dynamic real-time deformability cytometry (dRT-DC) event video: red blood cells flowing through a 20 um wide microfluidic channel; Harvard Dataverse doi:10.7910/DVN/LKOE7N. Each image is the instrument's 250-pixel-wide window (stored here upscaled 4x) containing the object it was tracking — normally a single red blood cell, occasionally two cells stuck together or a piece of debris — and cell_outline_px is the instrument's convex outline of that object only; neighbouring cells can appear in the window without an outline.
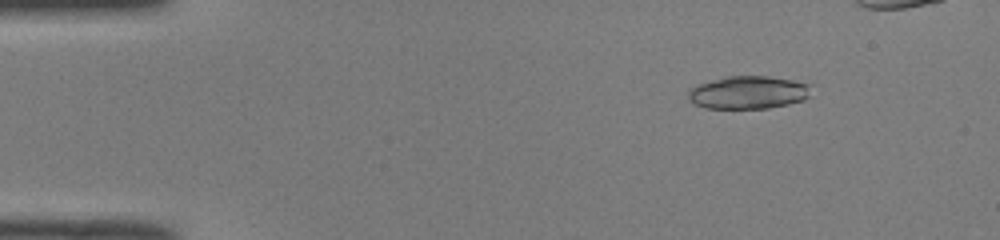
{"species": "common noctule bat (a hibernating species)", "species_latin": "Nyctalus noctula", "temperature_condition": "room temperature", "stored_images_in_passage": 45, "camera_frame_rate_fps": 3000, "um_per_image_px": 0.085, "animal": {"sex": "male", "body_mass_g": 19.0, "forearm_length_mm": 50.8}, "frame": {"image": 1, "passage_image": 7, "time_ms": 2.0, "image_size_px": [1000, 240], "cell_outline_px": [[812, 84], [808, 96], [804, 100], [788, 104], [768, 108], [704, 108], [688, 100], [688, 92], [696, 84], [728, 76], [768, 76], [792, 80]], "centroid_in_image_um": [63.61, 7.85], "position_along_channel_um": 21.4, "area_um2": 23.58}}